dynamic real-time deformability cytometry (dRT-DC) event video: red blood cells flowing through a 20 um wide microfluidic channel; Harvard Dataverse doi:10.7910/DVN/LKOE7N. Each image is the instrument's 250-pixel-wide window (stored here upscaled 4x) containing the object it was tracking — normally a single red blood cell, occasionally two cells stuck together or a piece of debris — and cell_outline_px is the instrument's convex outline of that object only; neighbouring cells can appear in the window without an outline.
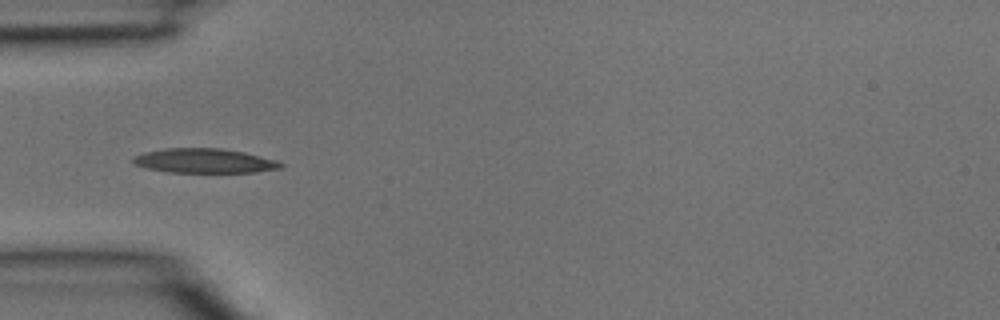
{"species": "common noctule bat (a hibernating species)", "species_latin": "Nyctalus noctula", "temperature_condition": "room temperature", "stored_images_in_passage": 27, "camera_frame_rate_fps": 3000, "um_per_image_px": 0.085, "animal": {"sex": "male", "body_mass_g": 15.6}, "frame": {"image": 1, "passage_image": 1, "time_ms": 0.0, "image_size_px": [1000, 320], "cell_outline_px": [[284, 168], [256, 172], [168, 172], [148, 168], [136, 164], [132, 160], [132, 156], [144, 152], [164, 148], [220, 148], [244, 152], [276, 160], [284, 164]], "centroid_in_image_um": [17.39, 13.66], "position_along_channel_um": 67.6, "area_um2": 21.04}}
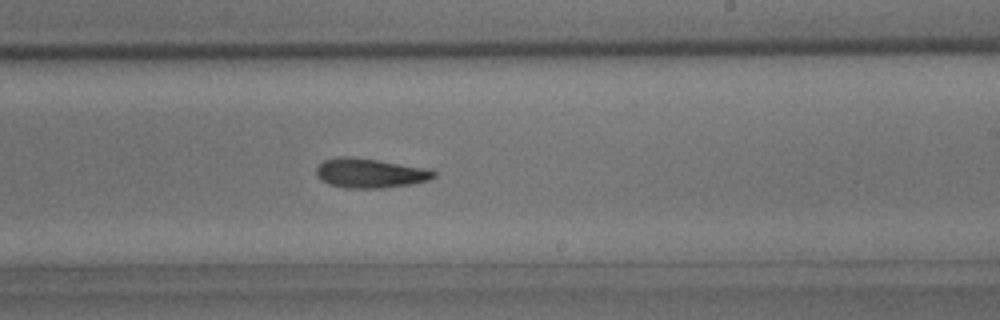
{"frame": {"image": 2, "passage_image": 12, "time_ms": 3.667, "image_size_px": [1000, 320], "cell_outline_px": [[436, 176], [428, 180], [412, 184], [380, 188], [344, 188], [328, 184], [320, 180], [316, 176], [316, 168], [324, 160], [336, 156], [344, 156], [376, 160], [424, 168], [436, 172]], "centroid_in_image_um": [31.39, 14.73], "position_along_channel_um": 257.6, "area_um2": 20.06}}